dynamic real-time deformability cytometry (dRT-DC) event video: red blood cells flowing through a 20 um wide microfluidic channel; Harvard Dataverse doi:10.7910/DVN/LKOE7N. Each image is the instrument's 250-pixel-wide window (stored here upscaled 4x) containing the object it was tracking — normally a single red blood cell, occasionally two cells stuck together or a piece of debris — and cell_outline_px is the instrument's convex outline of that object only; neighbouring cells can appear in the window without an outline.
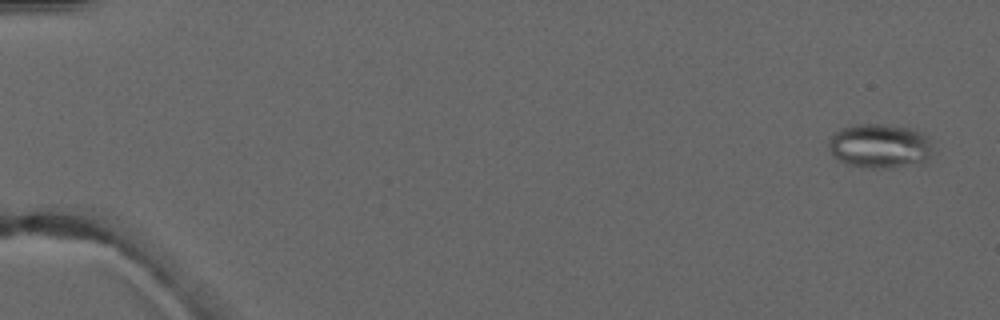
{"species": "common noctule bat (a hibernating species)", "species_latin": "Nyctalus noctula", "temperature_condition": "warm", "stored_images_in_passage": 5, "camera_frame_rate_fps": 3000, "um_per_image_px": 0.085, "animal": {"sex": "male", "forearm_length_mm": 52.5}, "frame": {"image": 1, "passage_image": 1, "time_ms": 0.0, "image_size_px": [1000, 320], "cell_outline_px": [[936, 148], [920, 164], [892, 168], [860, 168], [848, 164], [832, 156], [828, 144], [828, 140], [832, 132], [840, 128], [852, 124], [884, 124], [908, 128], [920, 132]], "centroid_in_image_um": [74.74, 12.41], "position_along_channel_um": 10.3, "area_um2": 27.34}}